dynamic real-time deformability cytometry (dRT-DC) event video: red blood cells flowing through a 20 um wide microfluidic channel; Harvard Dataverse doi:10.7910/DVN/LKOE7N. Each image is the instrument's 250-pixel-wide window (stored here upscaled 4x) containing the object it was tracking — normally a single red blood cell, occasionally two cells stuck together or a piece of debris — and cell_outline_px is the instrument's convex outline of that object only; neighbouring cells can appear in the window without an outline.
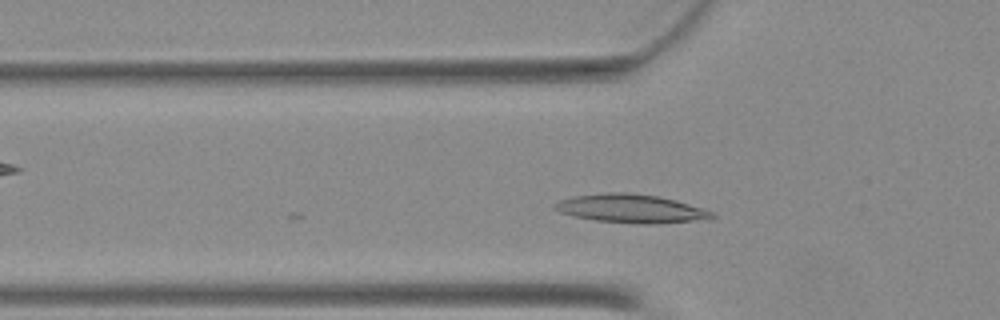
{"species": "Egyptian fruit bat (a non-hibernating species)", "species_latin": "Rousettus aegyptiacus", "temperature_condition": "warm", "stored_images_in_passage": 9, "camera_frame_rate_fps": 3000, "um_per_image_px": 0.085, "animal": {"sex": "female"}, "frame": {"image": 1, "passage_image": 7, "time_ms": 2.0, "image_size_px": [1000, 320], "cell_outline_px": [[716, 216], [708, 220], [648, 224], [636, 224], [596, 220], [576, 216], [560, 212], [552, 208], [552, 204], [560, 200], [572, 196], [608, 192], [628, 192], [656, 196], [676, 200], [712, 212]], "centroid_in_image_um": [53.62, 17.73], "position_along_channel_um": 72.2, "area_um2": 26.13}}